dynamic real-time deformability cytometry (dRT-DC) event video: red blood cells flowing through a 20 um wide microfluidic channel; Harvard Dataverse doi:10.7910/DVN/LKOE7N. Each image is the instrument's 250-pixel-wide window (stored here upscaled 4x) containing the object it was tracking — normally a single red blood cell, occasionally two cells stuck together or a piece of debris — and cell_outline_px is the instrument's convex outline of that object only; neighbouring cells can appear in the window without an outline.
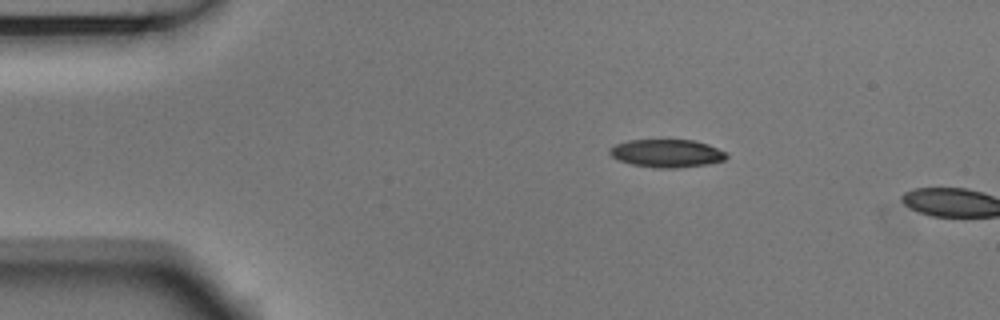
{"species": "Egyptian fruit bat (a non-hibernating species)", "species_latin": "Rousettus aegyptiacus", "temperature_condition": "room temperature", "stored_images_in_passage": 4, "camera_frame_rate_fps": 3000, "um_per_image_px": 0.085, "animal": {"sex": "male"}, "frame": {"image": 1, "passage_image": 3, "time_ms": 0.667, "image_size_px": [1000, 320], "cell_outline_px": [[728, 156], [724, 160], [704, 164], [676, 168], [656, 168], [632, 164], [620, 160], [612, 156], [608, 152], [608, 148], [616, 144], [628, 140], [696, 140], [708, 144], [728, 152]], "centroid_in_image_um": [56.69, 13.02], "position_along_channel_um": 28.3, "area_um2": 19.02}}